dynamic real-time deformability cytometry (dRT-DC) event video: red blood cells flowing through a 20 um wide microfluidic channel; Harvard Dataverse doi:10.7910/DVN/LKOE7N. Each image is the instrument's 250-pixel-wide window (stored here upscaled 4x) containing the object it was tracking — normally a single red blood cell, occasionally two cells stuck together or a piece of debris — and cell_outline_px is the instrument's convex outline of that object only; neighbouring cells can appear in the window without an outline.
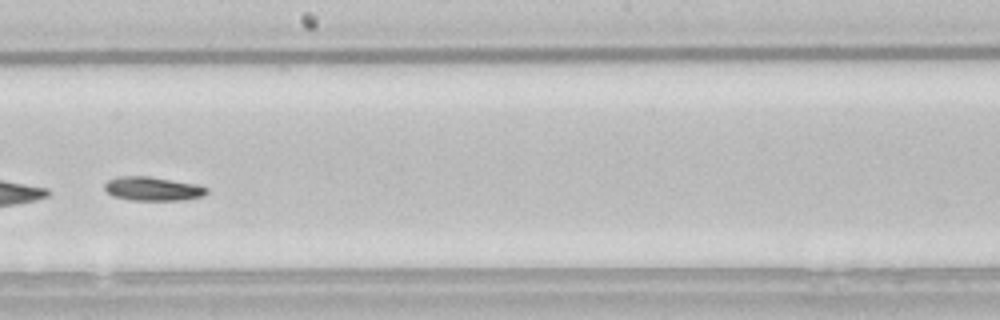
{"species": "common noctule bat (a hibernating species)", "species_latin": "Nyctalus noctula", "temperature_condition": "room temperature", "stored_images_in_passage": 50, "segment_of_instrument_passage": [2, 2], "camera_frame_rate_fps": 3000, "um_per_image_px": 0.085, "animal": {"sex": "male", "body_mass_g": 21.5, "forearm_length_mm": 52.0}, "frame": {"image": 1, "passage_image": 27, "time_ms": 8.667, "image_size_px": [1000, 320], "cell_outline_px": [[208, 192], [204, 196], [184, 200], [132, 200], [112, 196], [104, 188], [104, 184], [108, 180], [116, 176], [148, 176], [196, 184], [208, 188]], "centroid_in_image_um": [12.98, 16.04], "position_along_channel_um": 235.2, "area_um2": 14.28}}